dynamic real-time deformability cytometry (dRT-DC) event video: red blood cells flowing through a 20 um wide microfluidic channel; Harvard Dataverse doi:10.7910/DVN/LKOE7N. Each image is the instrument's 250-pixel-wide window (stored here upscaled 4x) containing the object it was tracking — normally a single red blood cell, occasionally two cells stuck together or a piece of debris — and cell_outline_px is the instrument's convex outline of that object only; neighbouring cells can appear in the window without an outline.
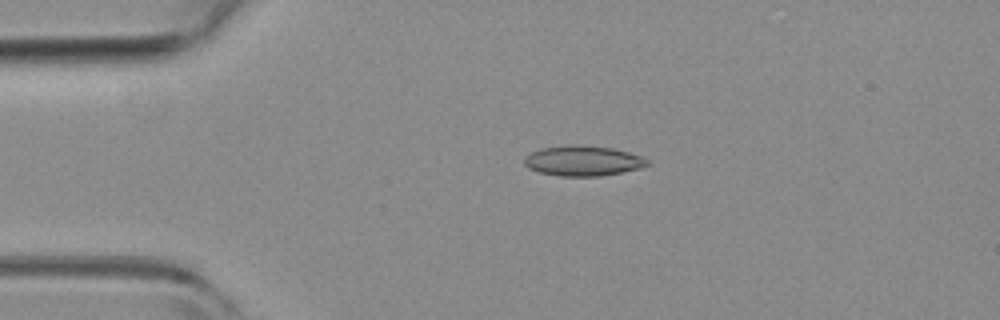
{"species": "common noctule bat (a hibernating species)", "species_latin": "Nyctalus noctula", "temperature_condition": "room temperature", "stored_images_in_passage": 2, "camera_frame_rate_fps": 3000, "um_per_image_px": 0.085, "animal": {"sex": "female", "body_mass_g": 19.3, "forearm_length_mm": 54.1}, "frame": {"image": 1, "passage_image": 2, "time_ms": 0.333, "image_size_px": [1000, 320], "cell_outline_px": [[648, 164], [640, 168], [600, 176], [560, 176], [540, 172], [528, 168], [524, 164], [524, 156], [540, 148], [568, 144], [576, 144], [612, 148], [628, 152], [640, 156], [648, 160]], "centroid_in_image_um": [49.5, 13.66], "position_along_channel_um": 35.5, "area_um2": 21.62}}